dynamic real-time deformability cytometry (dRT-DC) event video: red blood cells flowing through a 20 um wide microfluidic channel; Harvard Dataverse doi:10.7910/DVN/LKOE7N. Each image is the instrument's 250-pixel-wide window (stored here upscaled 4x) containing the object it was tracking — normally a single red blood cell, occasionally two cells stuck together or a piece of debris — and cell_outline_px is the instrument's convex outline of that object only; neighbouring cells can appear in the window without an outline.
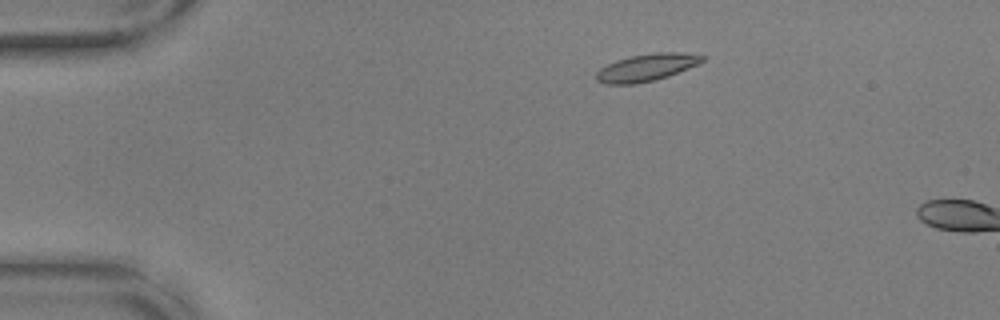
{"species": "common noctule bat (a hibernating species)", "species_latin": "Nyctalus noctula", "temperature_condition": "warm", "stored_images_in_passage": 3, "camera_frame_rate_fps": 3000, "um_per_image_px": 0.085, "animal": {"sex": "male", "body_mass_g": 17.9, "forearm_length_mm": 54.2}, "frame": {"image": 1, "passage_image": 1, "time_ms": 0.0, "image_size_px": [1000, 320], "cell_outline_px": [[704, 60], [688, 68], [668, 76], [656, 80], [636, 84], [604, 84], [596, 80], [596, 72], [600, 68], [616, 60], [632, 56], [656, 52], [680, 52], [704, 56]], "centroid_in_image_um": [54.92, 5.75], "position_along_channel_um": 30.1, "area_um2": 16.7}}